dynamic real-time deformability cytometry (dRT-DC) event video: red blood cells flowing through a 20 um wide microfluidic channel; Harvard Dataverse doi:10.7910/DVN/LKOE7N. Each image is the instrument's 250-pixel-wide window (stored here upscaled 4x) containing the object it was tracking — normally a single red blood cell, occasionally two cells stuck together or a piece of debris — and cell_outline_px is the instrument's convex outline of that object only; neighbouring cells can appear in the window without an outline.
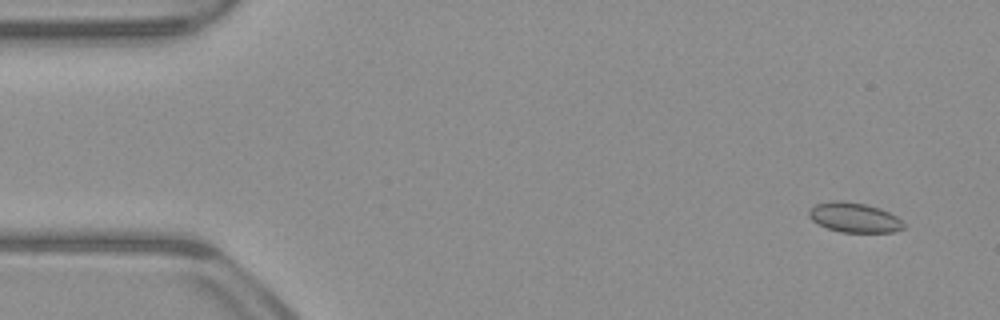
{"species": "common noctule bat (a hibernating species)", "species_latin": "Nyctalus noctula", "temperature_condition": "warm", "stored_images_in_passage": 54, "camera_frame_rate_fps": 3000, "um_per_image_px": 0.085, "animal": {"sex": "male", "body_mass_g": 23.1, "forearm_length_mm": 52.7}, "frame": {"image": 1, "passage_image": 4, "time_ms": 1.0, "image_size_px": [1000, 320], "cell_outline_px": [[904, 228], [892, 232], [840, 232], [828, 228], [812, 220], [808, 216], [808, 212], [816, 204], [832, 200], [840, 200], [864, 204], [880, 208], [896, 216], [904, 224]], "centroid_in_image_um": [72.6, 18.48], "position_along_channel_um": 12.4, "area_um2": 16.24}}
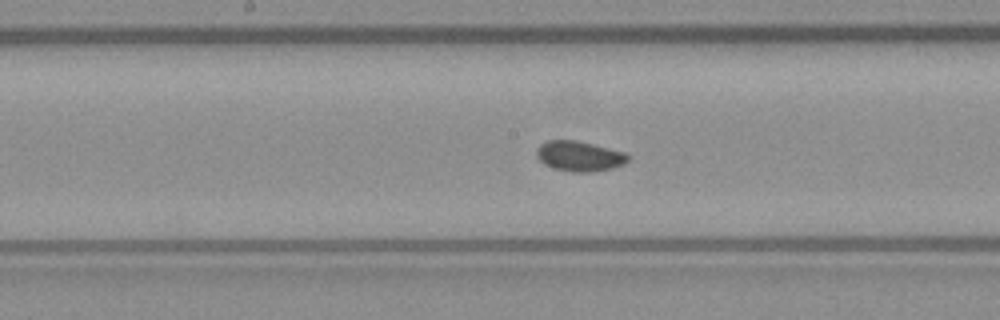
{"frame": {"image": 2, "passage_image": 27, "time_ms": 8.667, "image_size_px": [1000, 320], "cell_outline_px": [[632, 156], [624, 164], [612, 168], [592, 172], [572, 172], [556, 168], [544, 164], [536, 156], [536, 148], [540, 144], [548, 140], [576, 140], [624, 152]], "centroid_in_image_um": [49.25, 13.27], "position_along_channel_um": 199.0, "area_um2": 16.07}}
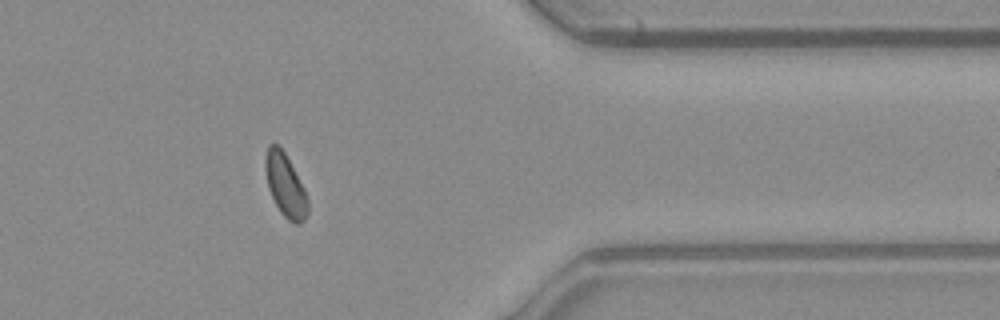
{"frame": {"image": 3, "passage_image": 43, "time_ms": 14.0, "image_size_px": [1000, 320], "cell_outline_px": [[308, 212], [304, 220], [300, 224], [296, 224], [288, 220], [280, 212], [268, 188], [264, 168], [264, 160], [268, 144], [280, 144], [304, 188], [308, 200]], "centroid_in_image_um": [24.24, 15.73], "position_along_channel_um": 387.2, "area_um2": 15.66}, "authors_computed_cell_mechanics": {"area_um2": 15.7216, "velocity_mm_per_s": 3.9441, "shape_relaxation_time_tau1_ms": null, "shape_relaxation_time_tau2_ms": 4.351, "deformation_change_tau1": null, "deformation_change_tau2": 0.0747}}